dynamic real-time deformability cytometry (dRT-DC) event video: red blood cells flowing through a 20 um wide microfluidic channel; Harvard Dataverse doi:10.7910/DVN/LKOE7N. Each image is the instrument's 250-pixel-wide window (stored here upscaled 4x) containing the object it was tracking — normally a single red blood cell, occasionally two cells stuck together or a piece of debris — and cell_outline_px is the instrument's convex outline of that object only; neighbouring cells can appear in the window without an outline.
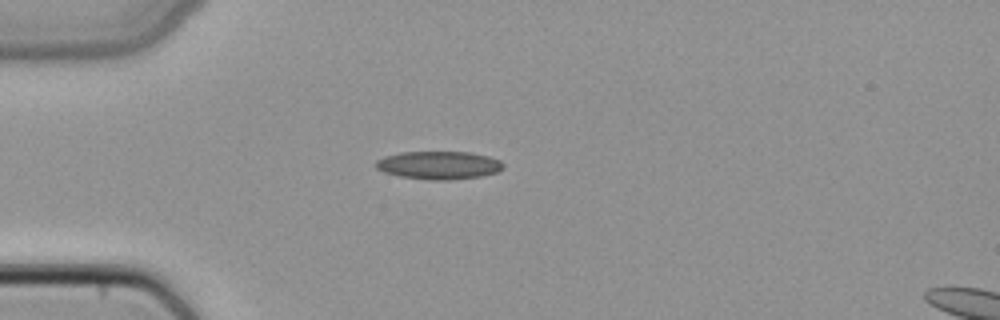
{"species": "common noctule bat (a hibernating species)", "species_latin": "Nyctalus noctula", "temperature_condition": "cold", "stored_images_in_passage": 1, "camera_frame_rate_fps": 3000, "um_per_image_px": 0.085, "animal": {"sex": "female", "body_mass_g": 22.7, "forearm_length_mm": 54.2}, "frame": {"image": 1, "passage_image": 1, "time_ms": 0.0, "image_size_px": [1000, 320], "cell_outline_px": [[504, 168], [496, 172], [480, 176], [452, 180], [428, 180], [400, 176], [384, 172], [376, 168], [376, 160], [384, 156], [400, 152], [472, 152], [488, 156], [500, 160], [504, 164]], "centroid_in_image_um": [37.3, 14.04], "position_along_channel_um": 47.7, "area_um2": 20.92}}